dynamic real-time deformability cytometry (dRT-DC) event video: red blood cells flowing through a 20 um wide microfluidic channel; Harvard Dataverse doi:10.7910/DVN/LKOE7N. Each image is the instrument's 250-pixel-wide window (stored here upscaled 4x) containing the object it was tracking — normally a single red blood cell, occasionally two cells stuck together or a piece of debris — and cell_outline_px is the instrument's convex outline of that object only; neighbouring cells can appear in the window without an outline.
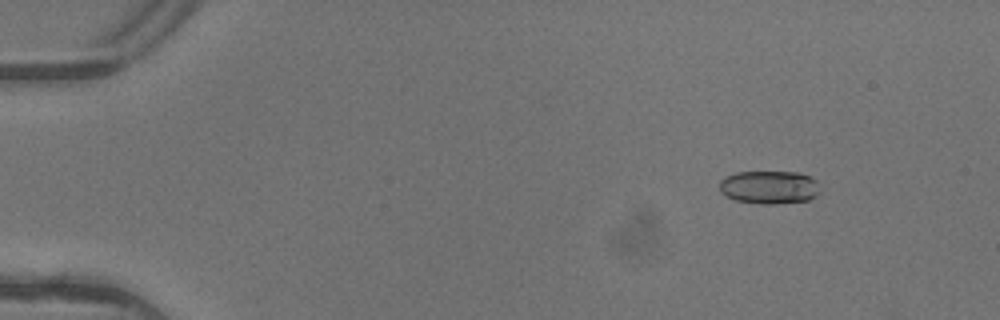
{"species": "common noctule bat (a hibernating species)", "species_latin": "Nyctalus noctula", "temperature_condition": "warm", "stored_images_in_passage": 6, "camera_frame_rate_fps": 3000, "um_per_image_px": 0.085, "animal": {"sex": "female"}, "frame": {"image": 1, "passage_image": 2, "time_ms": 0.333, "image_size_px": [1000, 320], "cell_outline_px": [[820, 192], [816, 196], [808, 200], [776, 204], [760, 204], [736, 200], [720, 192], [720, 180], [736, 172], [800, 172], [816, 180]], "centroid_in_image_um": [65.41, 15.92], "position_along_channel_um": 19.6, "area_um2": 19.42}}
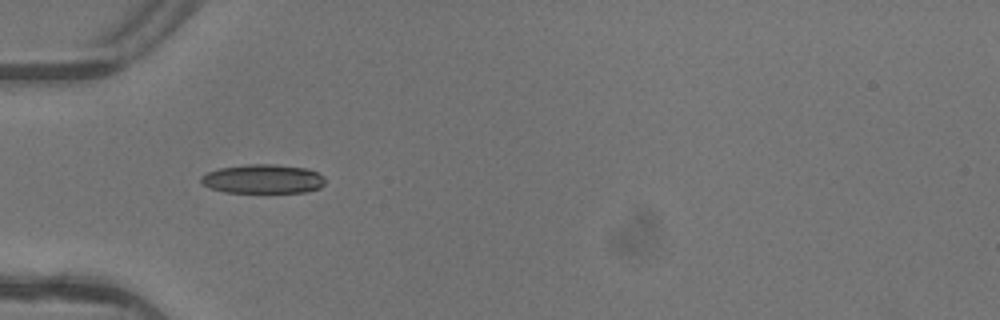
{"frame": {"image": 2, "passage_image": 5, "time_ms": 1.333, "image_size_px": [1000, 320], "cell_outline_px": [[324, 184], [320, 188], [304, 192], [224, 192], [212, 188], [204, 184], [200, 180], [200, 176], [208, 172], [220, 168], [248, 164], [272, 164], [304, 168], [316, 172], [324, 176]], "centroid_in_image_um": [22.35, 15.21], "position_along_channel_um": 62.6, "area_um2": 20.81}}
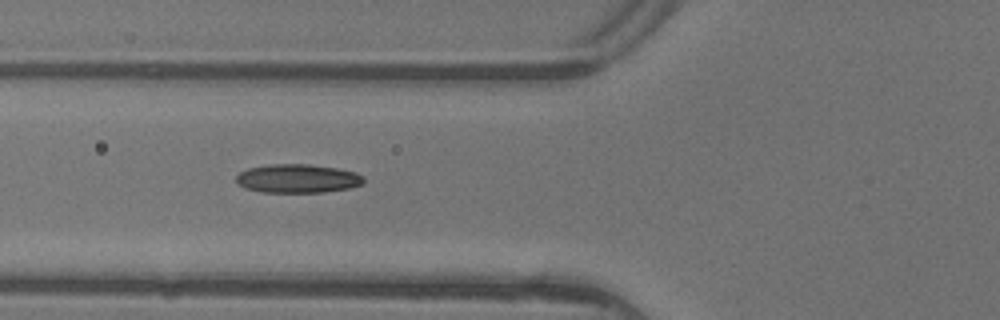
{"frame": {"image": 3, "passage_image": 6, "time_ms": 1.667, "image_size_px": [1000, 320], "cell_outline_px": [[364, 180], [360, 184], [348, 188], [324, 192], [260, 192], [244, 188], [236, 180], [236, 176], [240, 172], [248, 168], [272, 164], [308, 164], [336, 168], [356, 172]], "centroid_in_image_um": [25.25, 15.17], "position_along_channel_um": 100.5, "area_um2": 21.1}}